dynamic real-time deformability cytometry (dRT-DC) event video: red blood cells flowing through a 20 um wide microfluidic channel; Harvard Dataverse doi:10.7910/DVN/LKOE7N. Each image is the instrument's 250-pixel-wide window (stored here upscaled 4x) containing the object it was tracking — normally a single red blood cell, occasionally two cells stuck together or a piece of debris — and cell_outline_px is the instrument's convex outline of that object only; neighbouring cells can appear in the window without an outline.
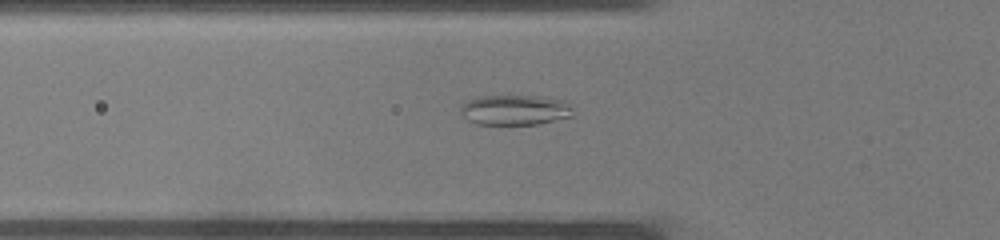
{"species": "common noctule bat (a hibernating species)", "species_latin": "Nyctalus noctula", "temperature_condition": "warm", "stored_images_in_passage": 24, "camera_frame_rate_fps": 3000, "um_per_image_px": 0.085, "animal": {"sex": "male", "body_mass_g": 19.0, "forearm_length_mm": 50.8}, "frame": {"image": 1, "passage_image": 3, "time_ms": 0.667, "image_size_px": [1000, 240], "cell_outline_px": [[572, 116], [536, 124], [476, 124], [468, 120], [460, 112], [460, 108], [468, 100], [476, 96], [540, 96], [568, 100], [572, 108]], "centroid_in_image_um": [43.79, 9.33], "position_along_channel_um": 82.0, "area_um2": 19.83}}
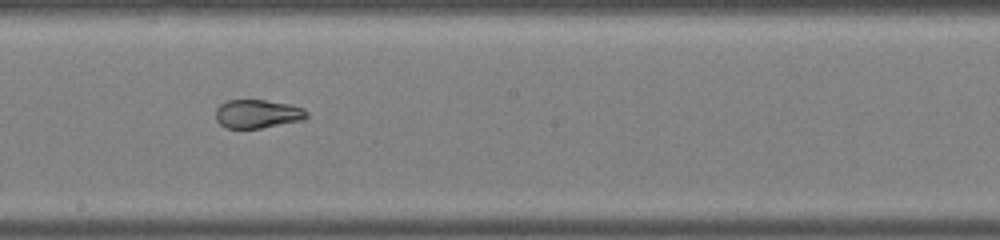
{"frame": {"image": 2, "passage_image": 11, "time_ms": 3.333, "image_size_px": [1000, 240], "cell_outline_px": [[308, 116], [304, 120], [260, 128], [228, 128], [220, 124], [216, 120], [216, 108], [220, 104], [228, 100], [264, 100], [288, 104], [304, 108], [308, 112]], "centroid_in_image_um": [21.9, 9.68], "position_along_channel_um": 226.3, "area_um2": 15.14}}
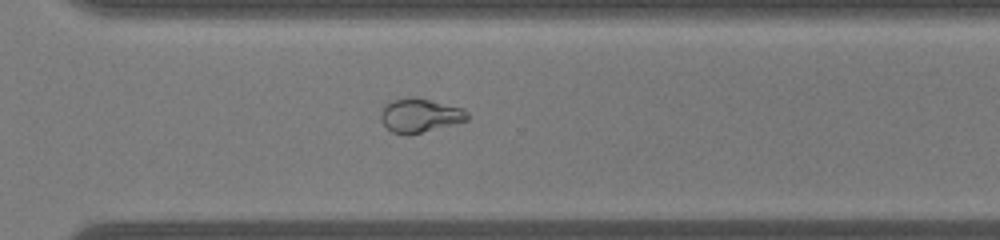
{"frame": {"image": 3, "passage_image": 17, "time_ms": 5.333, "image_size_px": [1000, 240], "cell_outline_px": [[468, 120], [408, 136], [392, 132], [380, 120], [380, 112], [384, 104], [392, 100], [416, 96], [464, 108], [468, 112]], "centroid_in_image_um": [35.68, 9.8], "position_along_channel_um": 334.9, "area_um2": 17.34}}